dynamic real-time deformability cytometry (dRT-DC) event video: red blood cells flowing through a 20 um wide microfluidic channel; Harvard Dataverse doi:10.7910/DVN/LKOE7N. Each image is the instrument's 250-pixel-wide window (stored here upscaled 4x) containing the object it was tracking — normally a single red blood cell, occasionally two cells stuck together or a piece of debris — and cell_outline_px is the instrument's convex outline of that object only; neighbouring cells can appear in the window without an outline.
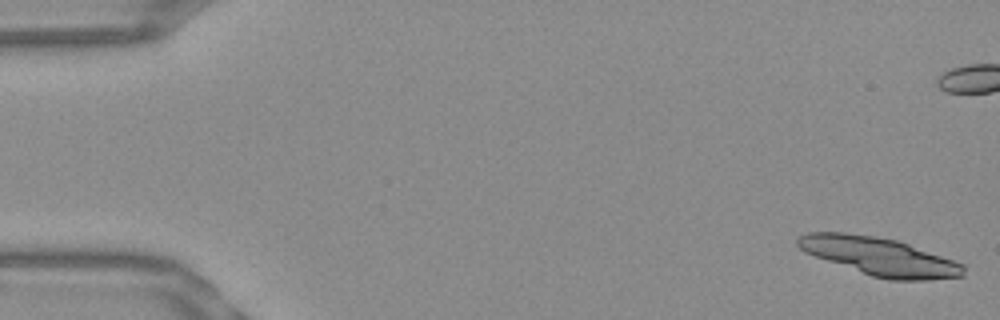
{"species": "Egyptian fruit bat (a non-hibernating species)", "species_latin": "Rousettus aegyptiacus", "temperature_condition": "warm", "stored_images_in_passage": 16, "camera_frame_rate_fps": 3000, "um_per_image_px": 0.085, "frame": {"image": 1, "passage_image": 1, "time_ms": 0.0, "image_size_px": [1000, 320], "cell_outline_px": [[964, 276], [928, 280], [888, 280], [872, 276], [804, 252], [796, 244], [796, 236], [808, 232], [844, 232], [876, 236], [896, 240], [908, 244], [964, 264]], "centroid_in_image_um": [74.72, 21.79], "position_along_channel_um": 10.3, "area_um2": 36.53}}